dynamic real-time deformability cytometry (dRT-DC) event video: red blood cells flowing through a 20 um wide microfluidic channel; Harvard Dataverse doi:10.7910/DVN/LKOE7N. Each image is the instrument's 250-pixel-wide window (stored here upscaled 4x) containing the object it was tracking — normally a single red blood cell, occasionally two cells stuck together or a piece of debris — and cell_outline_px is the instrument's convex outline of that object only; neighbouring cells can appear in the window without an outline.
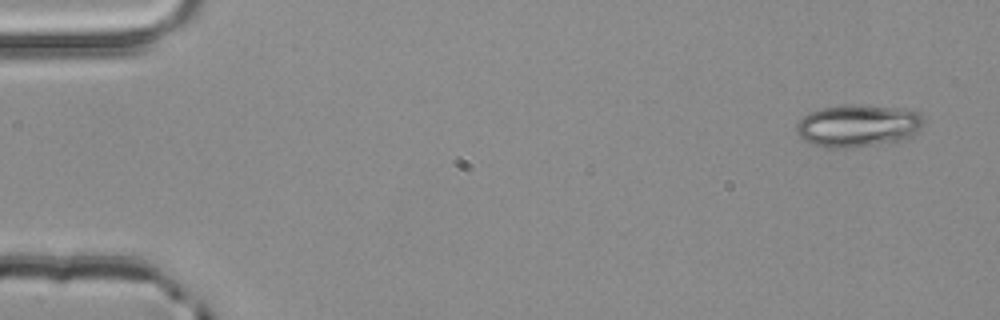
{"species": "common noctule bat (a hibernating species)", "species_latin": "Nyctalus noctula", "temperature_condition": "room temperature", "stored_images_in_passage": 3, "camera_frame_rate_fps": 3000, "um_per_image_px": 0.085, "animal": {"sex": "male", "body_mass_g": 20.4}, "frame": {"image": 1, "passage_image": 1, "time_ms": 0.0, "image_size_px": [1000, 320], "cell_outline_px": [[924, 124], [912, 136], [896, 144], [844, 148], [832, 148], [812, 144], [800, 140], [796, 132], [796, 124], [804, 116], [820, 108], [844, 104], [856, 104], [904, 108], [920, 112], [924, 116]], "centroid_in_image_um": [72.98, 10.7], "position_along_channel_um": 12.0, "area_um2": 32.43}}